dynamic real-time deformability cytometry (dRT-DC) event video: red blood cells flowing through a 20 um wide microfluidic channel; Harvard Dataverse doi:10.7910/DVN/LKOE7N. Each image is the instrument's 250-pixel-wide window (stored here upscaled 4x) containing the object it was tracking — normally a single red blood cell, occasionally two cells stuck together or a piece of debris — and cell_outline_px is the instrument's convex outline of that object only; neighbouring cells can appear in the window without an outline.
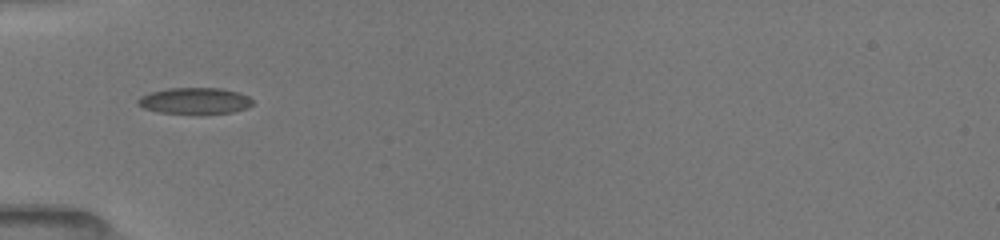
{"species": "common noctule bat (a hibernating species)", "species_latin": "Nyctalus noctula", "temperature_condition": "room temperature", "stored_images_in_passage": 11, "camera_frame_rate_fps": 3000, "um_per_image_px": 0.085, "animal": {"sex": "female", "body_mass_g": 19.5, "forearm_length_mm": 54.1}, "frame": {"image": 1, "passage_image": 1, "time_ms": 0.0, "image_size_px": [1000, 240], "cell_outline_px": [[252, 104], [248, 108], [232, 112], [160, 112], [144, 108], [136, 104], [136, 100], [140, 96], [148, 92], [168, 88], [220, 88], [240, 92], [248, 96], [252, 100]], "centroid_in_image_um": [16.53, 8.53], "position_along_channel_um": 68.5, "area_um2": 17.28}}
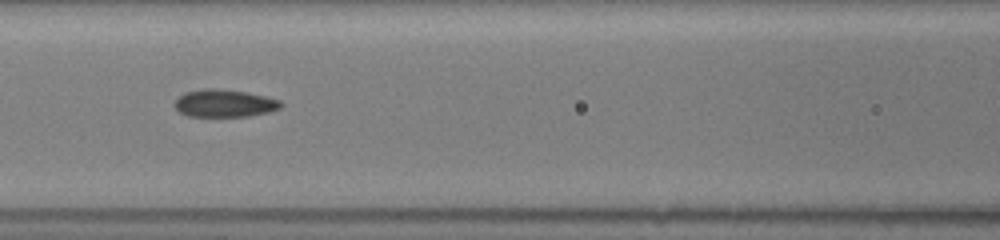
{"frame": {"image": 2, "passage_image": 6, "time_ms": 2.0, "image_size_px": [1000, 240], "cell_outline_px": [[284, 104], [280, 108], [268, 112], [248, 116], [188, 116], [180, 112], [176, 108], [176, 100], [184, 92], [204, 88], [216, 88], [248, 92], [280, 100]], "centroid_in_image_um": [19.1, 8.77], "position_along_channel_um": 147.5, "area_um2": 16.99}}
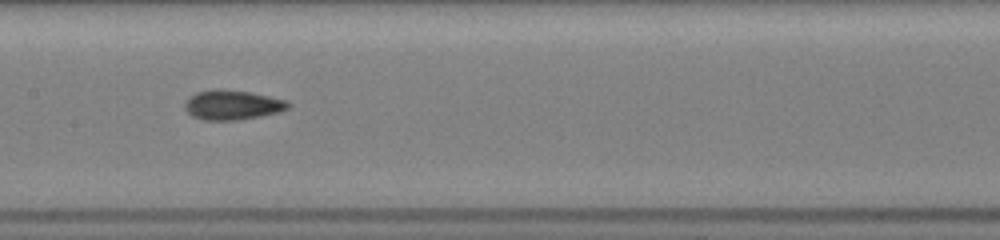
{"frame": {"image": 3, "passage_image": 10, "time_ms": 3.0, "image_size_px": [1000, 240], "cell_outline_px": [[292, 104], [288, 108], [280, 112], [260, 116], [236, 120], [204, 120], [192, 116], [184, 108], [184, 104], [196, 92], [216, 88], [220, 88], [248, 92], [288, 100]], "centroid_in_image_um": [19.77, 8.91], "position_along_channel_um": 187.6, "area_um2": 17.86}}